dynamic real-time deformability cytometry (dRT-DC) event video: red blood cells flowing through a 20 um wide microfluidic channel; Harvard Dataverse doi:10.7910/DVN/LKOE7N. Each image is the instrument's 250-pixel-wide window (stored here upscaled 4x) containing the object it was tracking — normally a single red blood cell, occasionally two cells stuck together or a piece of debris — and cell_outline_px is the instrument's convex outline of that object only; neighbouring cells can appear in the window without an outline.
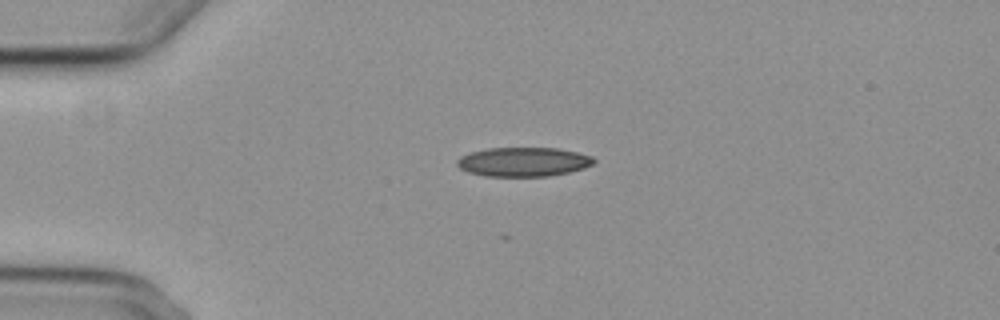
{"species": "common noctule bat (a hibernating species)", "species_latin": "Nyctalus noctula", "temperature_condition": "cold", "stored_images_in_passage": 3, "camera_frame_rate_fps": 3000, "um_per_image_px": 0.085, "animal": {"sex": "female", "body_mass_g": 29.2, "forearm_length_mm": 56.3}, "frame": {"image": 1, "passage_image": 1, "time_ms": 0.0, "image_size_px": [1000, 320], "cell_outline_px": [[596, 160], [592, 164], [584, 168], [568, 172], [548, 176], [484, 176], [468, 172], [460, 168], [456, 164], [456, 160], [460, 156], [472, 152], [488, 148], [556, 148], [576, 152], [592, 156]], "centroid_in_image_um": [44.47, 13.76], "position_along_channel_um": 40.5, "area_um2": 23.18}}
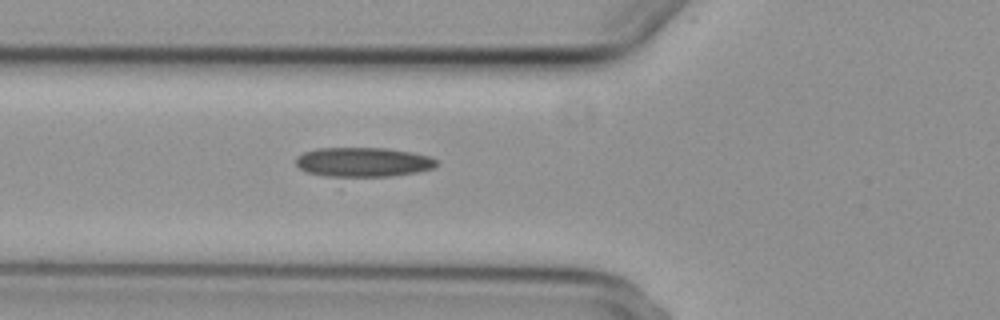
{"frame": {"image": 2, "passage_image": 3, "time_ms": 2.333, "image_size_px": [1000, 320], "cell_outline_px": [[436, 164], [432, 168], [416, 172], [392, 176], [328, 176], [308, 172], [300, 168], [296, 164], [296, 156], [304, 152], [316, 148], [384, 148], [408, 152], [428, 156], [436, 160]], "centroid_in_image_um": [30.82, 13.77], "position_along_channel_um": 95.0, "area_um2": 23.76}}